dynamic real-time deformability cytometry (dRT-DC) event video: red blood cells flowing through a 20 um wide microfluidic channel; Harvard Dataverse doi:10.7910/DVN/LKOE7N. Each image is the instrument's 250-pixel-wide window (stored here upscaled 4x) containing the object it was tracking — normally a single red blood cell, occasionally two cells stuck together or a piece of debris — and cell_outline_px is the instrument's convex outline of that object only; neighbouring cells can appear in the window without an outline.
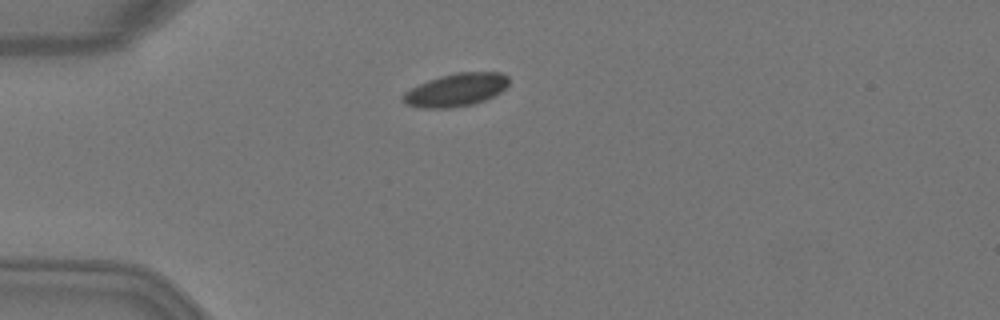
{"species": "Egyptian fruit bat (a non-hibernating species)", "species_latin": "Rousettus aegyptiacus", "temperature_condition": "warm", "stored_images_in_passage": 5, "camera_frame_rate_fps": 3000, "um_per_image_px": 0.085, "animal": {"sex": "female"}, "frame": {"image": 1, "passage_image": 3, "time_ms": 0.667, "image_size_px": [1000, 320], "cell_outline_px": [[508, 84], [500, 92], [484, 100], [472, 104], [448, 108], [420, 108], [404, 104], [400, 96], [404, 92], [428, 80], [440, 76], [456, 72], [500, 72], [508, 76]], "centroid_in_image_um": [38.72, 7.64], "position_along_channel_um": 46.3, "area_um2": 20.29}}